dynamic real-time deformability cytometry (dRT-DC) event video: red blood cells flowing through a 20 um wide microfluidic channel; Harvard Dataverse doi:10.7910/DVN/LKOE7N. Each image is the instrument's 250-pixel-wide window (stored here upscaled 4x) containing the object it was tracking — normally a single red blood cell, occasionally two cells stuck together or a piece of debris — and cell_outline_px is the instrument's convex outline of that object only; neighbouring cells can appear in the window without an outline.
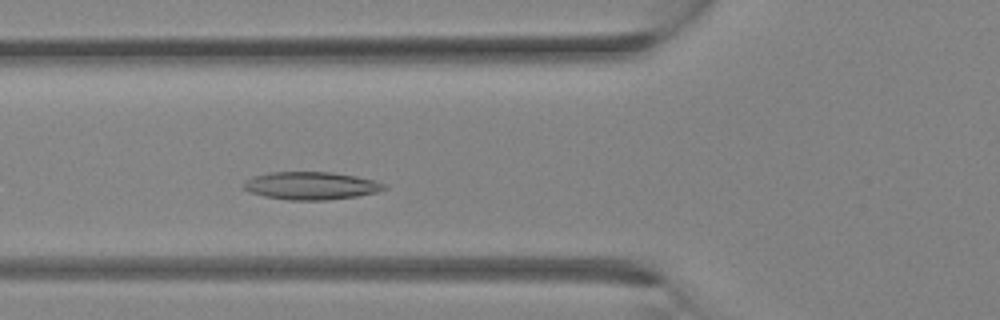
{"species": "Egyptian fruit bat (a non-hibernating species)", "species_latin": "Rousettus aegyptiacus", "temperature_condition": "room temperature", "stored_images_in_passage": 7, "camera_frame_rate_fps": 3000, "um_per_image_px": 0.085, "animal": {"sex": "female"}, "frame": {"image": 1, "passage_image": 7, "time_ms": 2.0, "image_size_px": [1000, 320], "cell_outline_px": [[388, 188], [376, 192], [356, 196], [324, 200], [288, 200], [264, 196], [248, 192], [240, 184], [244, 180], [252, 176], [268, 172], [332, 172], [356, 176], [376, 180], [388, 184]], "centroid_in_image_um": [26.41, 15.77], "position_along_channel_um": 99.4, "area_um2": 23.06}}